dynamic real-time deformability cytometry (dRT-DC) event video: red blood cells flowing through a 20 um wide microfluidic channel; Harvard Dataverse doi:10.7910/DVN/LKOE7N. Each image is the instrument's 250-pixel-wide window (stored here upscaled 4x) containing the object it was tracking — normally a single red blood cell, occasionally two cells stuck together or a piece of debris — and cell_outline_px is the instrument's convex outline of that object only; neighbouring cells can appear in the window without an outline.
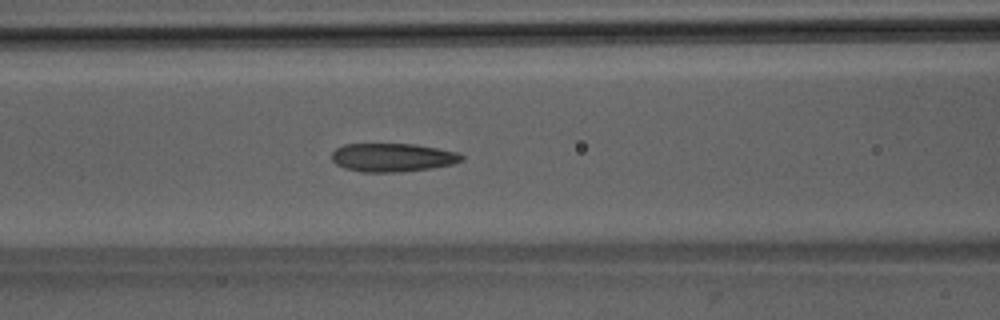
{"species": "Egyptian fruit bat (a non-hibernating species)", "species_latin": "Rousettus aegyptiacus", "temperature_condition": "room temperature", "stored_images_in_passage": 52, "camera_frame_rate_fps": 3000, "um_per_image_px": 0.085, "animal": {"sex": "male"}, "frame": {"image": 1, "passage_image": 22, "time_ms": 7.0, "image_size_px": [1000, 320], "cell_outline_px": [[464, 160], [452, 164], [428, 168], [396, 172], [360, 172], [344, 168], [336, 164], [332, 160], [332, 152], [336, 148], [344, 144], [416, 144], [456, 152], [464, 156]], "centroid_in_image_um": [33.33, 13.38], "position_along_channel_um": 133.3, "area_um2": 21.44}}
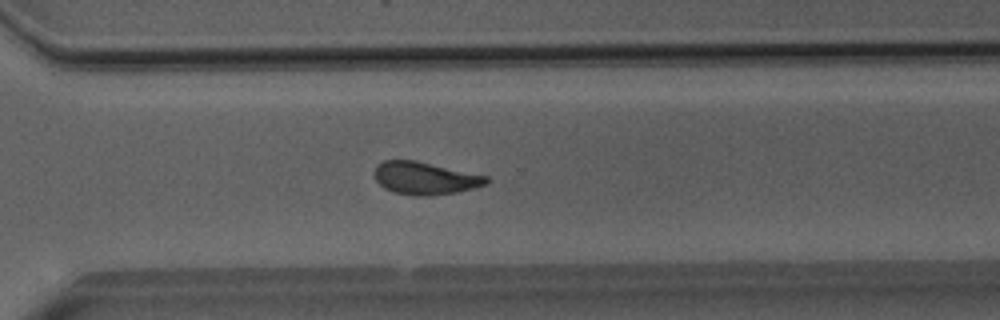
{"frame": {"image": 2, "passage_image": 37, "time_ms": 12.0, "image_size_px": [1000, 320], "cell_outline_px": [[488, 184], [456, 192], [432, 196], [412, 196], [392, 192], [384, 188], [376, 180], [372, 172], [376, 164], [384, 160], [416, 160], [488, 176]], "centroid_in_image_um": [36.08, 15.15], "position_along_channel_um": 334.5, "area_um2": 21.56}}
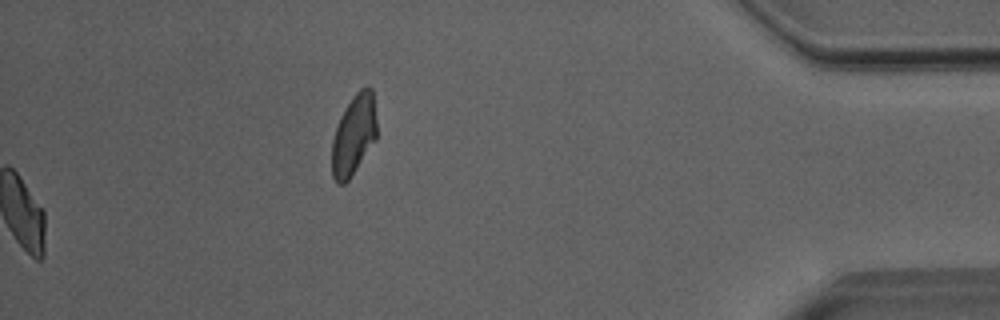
{"frame": {"image": 3, "passage_image": 52, "time_ms": 17.0, "image_size_px": [1000, 320], "cell_outline_px": [[376, 140], [348, 180], [344, 184], [336, 184], [332, 176], [332, 140], [340, 116], [344, 108], [352, 96], [360, 88], [368, 84], [372, 88], [376, 120]], "centroid_in_image_um": [30.07, 11.44], "position_along_channel_um": 405.1, "area_um2": 21.15}, "authors_computed_cell_mechanics": {"area_um2": 21.8195, "velocity_mm_per_s": 4.0348, "shape_relaxation_time_tau1_ms": null, "shape_relaxation_time_tau2_ms": 2.4932, "deformation_change_tau1": null, "deformation_change_tau2": 0.0765}}